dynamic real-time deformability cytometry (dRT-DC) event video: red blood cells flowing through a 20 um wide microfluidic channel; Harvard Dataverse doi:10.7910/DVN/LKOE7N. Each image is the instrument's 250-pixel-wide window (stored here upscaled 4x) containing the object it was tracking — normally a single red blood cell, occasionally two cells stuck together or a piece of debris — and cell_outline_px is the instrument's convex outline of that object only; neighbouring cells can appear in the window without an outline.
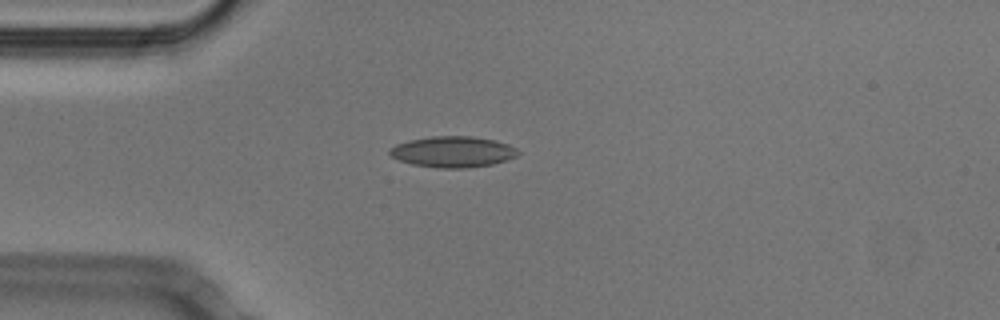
{"species": "Egyptian fruit bat (a non-hibernating species)", "species_latin": "Rousettus aegyptiacus", "temperature_condition": "cold", "stored_images_in_passage": 42, "camera_frame_rate_fps": 3000, "um_per_image_px": 0.085, "animal": {"sex": "male"}, "frame": {"image": 1, "passage_image": 3, "time_ms": 0.667, "image_size_px": [1000, 320], "cell_outline_px": [[520, 152], [516, 156], [492, 164], [468, 168], [440, 168], [412, 164], [400, 160], [392, 156], [388, 152], [388, 148], [396, 144], [408, 140], [432, 136], [472, 136], [496, 140], [508, 144], [516, 148]], "centroid_in_image_um": [38.48, 12.89], "position_along_channel_um": 46.5, "area_um2": 23.18}}
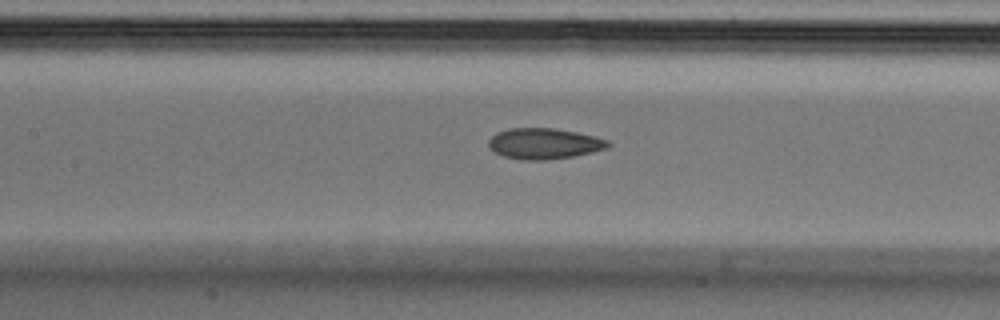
{"frame": {"image": 2, "passage_image": 13, "time_ms": 4.0, "image_size_px": [1000, 320], "cell_outline_px": [[612, 144], [608, 148], [592, 152], [572, 156], [544, 160], [520, 160], [504, 156], [496, 152], [488, 144], [488, 140], [496, 132], [508, 128], [556, 128], [596, 136], [608, 140]], "centroid_in_image_um": [46.27, 12.19], "position_along_channel_um": 161.1, "area_um2": 21.5}}
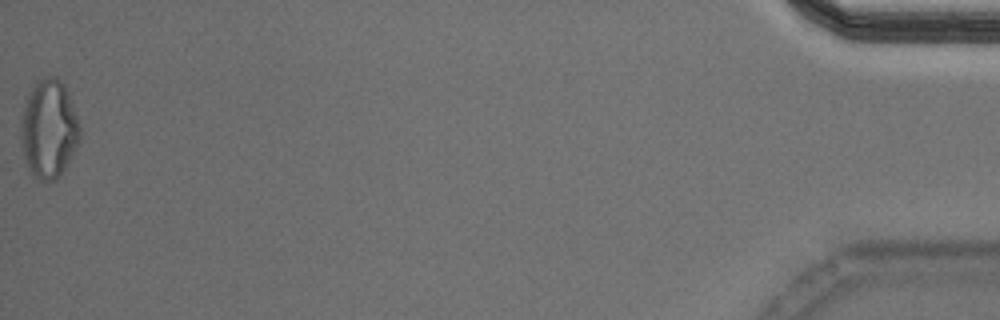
{"frame": {"image": 3, "passage_image": 42, "time_ms": 13.667, "image_size_px": [1000, 320], "cell_outline_px": [[80, 136], [76, 148], [60, 176], [56, 180], [36, 180], [32, 176], [24, 156], [20, 140], [20, 120], [28, 92], [44, 76], [56, 76], [64, 84], [76, 116], [80, 128]], "centroid_in_image_um": [4.12, 10.98], "position_along_channel_um": 431.1, "area_um2": 33.76}, "authors_computed_cell_mechanics": {"area_um2": 22.0796, "velocity_mm_per_s": 3.8125, "shape_relaxation_time_tau1_ms": 6.9366, "shape_relaxation_time_tau2_ms": 2.8363, "deformation_change_tau1": 0.1312, "deformation_change_tau2": 0.09}}